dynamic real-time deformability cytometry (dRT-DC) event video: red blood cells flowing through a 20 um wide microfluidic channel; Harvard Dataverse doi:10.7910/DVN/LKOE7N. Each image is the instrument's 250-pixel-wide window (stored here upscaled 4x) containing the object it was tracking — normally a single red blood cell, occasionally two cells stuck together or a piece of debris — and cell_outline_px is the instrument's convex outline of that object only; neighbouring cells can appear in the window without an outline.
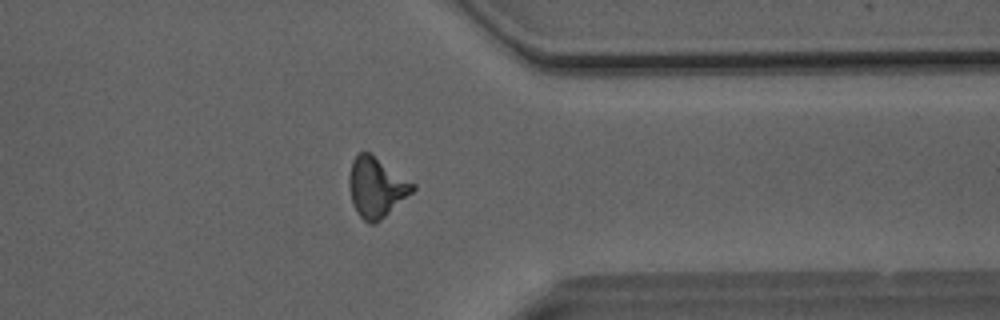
{"species": "Egyptian fruit bat (a non-hibernating species)", "species_latin": "Rousettus aegyptiacus", "temperature_condition": "room temperature", "stored_images_in_passage": 28, "camera_frame_rate_fps": 3000, "um_per_image_px": 0.085, "animal": {"sex": "male"}, "frame": {"image": 1, "passage_image": 24, "time_ms": 7.667, "image_size_px": [1000, 320], "cell_outline_px": [[416, 188], [412, 192], [376, 224], [368, 224], [360, 216], [352, 200], [348, 184], [348, 180], [352, 160], [360, 152], [368, 152], [416, 184]], "centroid_in_image_um": [31.99, 15.93], "position_along_channel_um": 379.4, "area_um2": 21.85}, "authors_computed_cell_mechanics": {"area_um2": 21.3571, "velocity_mm_per_s": 4.0941, "shape_relaxation_time_tau1_ms": 5.3739, "shape_relaxation_time_tau2_ms": 2.2648, "deformation_change_tau1": 0.2054, "deformation_change_tau2": 0.1257}}